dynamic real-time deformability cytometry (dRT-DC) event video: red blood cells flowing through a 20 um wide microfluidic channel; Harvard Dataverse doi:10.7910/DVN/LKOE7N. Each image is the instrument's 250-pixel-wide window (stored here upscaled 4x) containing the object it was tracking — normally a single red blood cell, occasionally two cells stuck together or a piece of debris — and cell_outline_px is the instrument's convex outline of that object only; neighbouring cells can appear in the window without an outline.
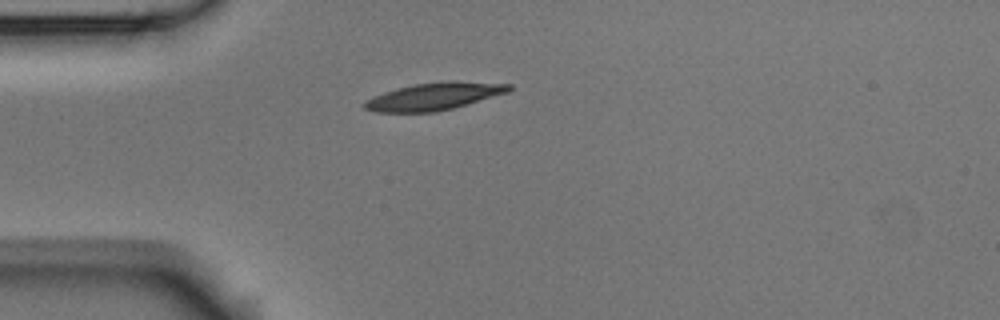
{"species": "Egyptian fruit bat (a non-hibernating species)", "species_latin": "Rousettus aegyptiacus", "temperature_condition": "room temperature", "stored_images_in_passage": 4, "camera_frame_rate_fps": 3000, "um_per_image_px": 0.085, "animal": {"sex": "male"}, "frame": {"image": 1, "passage_image": 1, "time_ms": 0.0, "image_size_px": [1000, 320], "cell_outline_px": [[512, 88], [508, 92], [452, 108], [436, 112], [376, 112], [364, 108], [360, 104], [364, 100], [372, 96], [396, 88], [416, 84], [448, 80], [452, 80], [512, 84]], "centroid_in_image_um": [36.85, 8.18], "position_along_channel_um": 48.1, "area_um2": 23.12}}
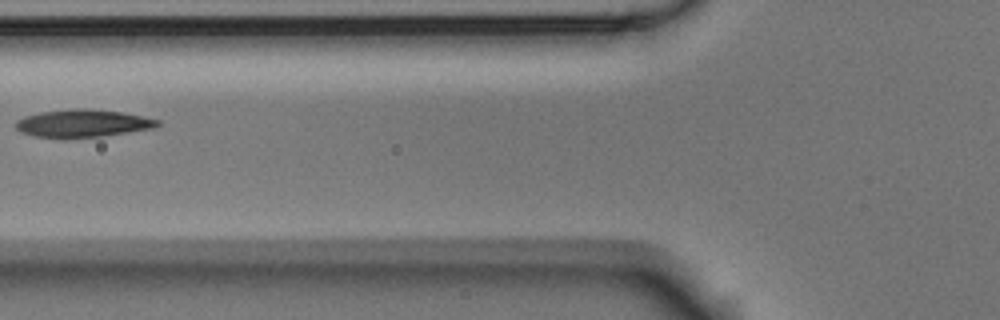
{"frame": {"image": 2, "passage_image": 3, "time_ms": 2.333, "image_size_px": [1000, 320], "cell_outline_px": [[160, 124], [156, 128], [100, 136], [36, 136], [20, 132], [16, 128], [16, 120], [24, 116], [40, 112], [72, 108], [88, 108], [124, 112], [144, 116], [160, 120]], "centroid_in_image_um": [7.08, 10.44], "position_along_channel_um": 118.7, "area_um2": 22.54}}
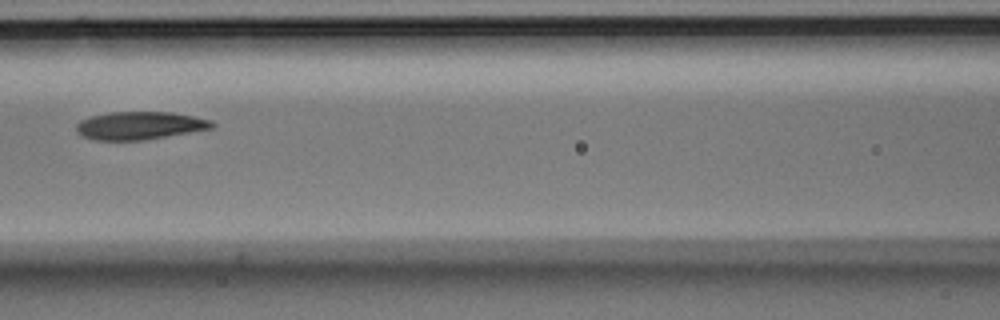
{"frame": {"image": 3, "passage_image": 4, "time_ms": 3.333, "image_size_px": [1000, 320], "cell_outline_px": [[216, 124], [212, 128], [144, 140], [96, 140], [84, 136], [76, 132], [76, 124], [80, 120], [92, 116], [112, 112], [172, 112], [212, 120]], "centroid_in_image_um": [11.88, 10.67], "position_along_channel_um": 154.7, "area_um2": 21.91}}